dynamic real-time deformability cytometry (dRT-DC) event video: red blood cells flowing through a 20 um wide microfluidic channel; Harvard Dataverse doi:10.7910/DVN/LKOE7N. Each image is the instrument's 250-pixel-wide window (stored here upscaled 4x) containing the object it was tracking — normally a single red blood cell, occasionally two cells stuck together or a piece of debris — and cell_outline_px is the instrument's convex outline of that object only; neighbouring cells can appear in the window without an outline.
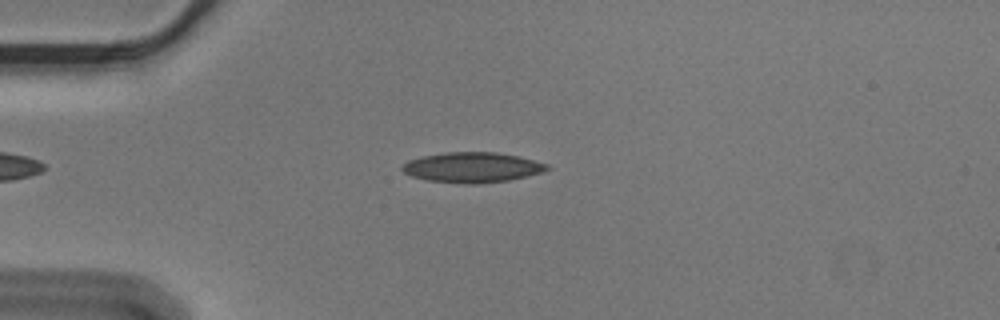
{"species": "Egyptian fruit bat (a non-hibernating species)", "species_latin": "Rousettus aegyptiacus", "temperature_condition": "cold", "stored_images_in_passage": 44, "camera_frame_rate_fps": 3000, "um_per_image_px": 0.085, "animal": {"sex": "male"}, "frame": {"image": 1, "passage_image": 7, "time_ms": 2.0, "image_size_px": [1000, 320], "cell_outline_px": [[552, 168], [544, 172], [508, 180], [480, 184], [464, 184], [428, 180], [412, 176], [404, 172], [400, 168], [408, 160], [424, 156], [444, 152], [496, 152], [516, 156], [548, 164]], "centroid_in_image_um": [40.15, 14.23], "position_along_channel_um": 44.9, "area_um2": 25.43}}
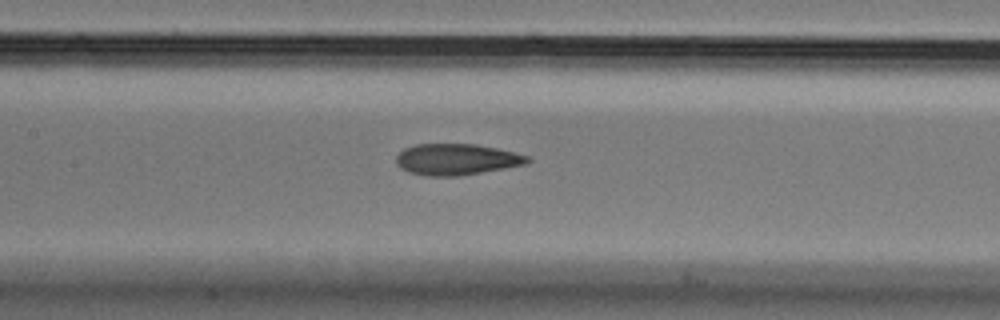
{"frame": {"image": 2, "passage_image": 19, "time_ms": 6.0, "image_size_px": [1000, 320], "cell_outline_px": [[532, 160], [524, 164], [504, 168], [460, 176], [424, 176], [408, 172], [400, 168], [396, 164], [396, 156], [404, 148], [416, 144], [476, 144], [496, 148], [528, 156]], "centroid_in_image_um": [38.75, 13.55], "position_along_channel_um": 168.6, "area_um2": 23.87}}
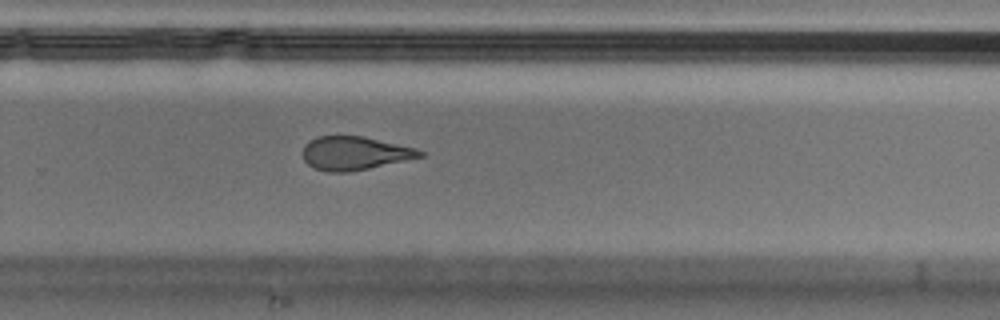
{"frame": {"image": 3, "passage_image": 30, "time_ms": 9.667, "image_size_px": [1000, 320], "cell_outline_px": [[424, 156], [368, 168], [348, 172], [328, 172], [312, 168], [304, 160], [304, 144], [320, 136], [364, 136], [416, 148], [424, 152]], "centroid_in_image_um": [30.14, 13.02], "position_along_channel_um": 299.7, "area_um2": 22.66}, "authors_computed_cell_mechanics": {"area_um2": 24.3338, "velocity_mm_per_s": 3.5851, "shape_relaxation_time_tau1_ms": 11.2418, "shape_relaxation_time_tau2_ms": 2.5163, "deformation_change_tau1": 0.246, "deformation_change_tau2": 0.0969}}